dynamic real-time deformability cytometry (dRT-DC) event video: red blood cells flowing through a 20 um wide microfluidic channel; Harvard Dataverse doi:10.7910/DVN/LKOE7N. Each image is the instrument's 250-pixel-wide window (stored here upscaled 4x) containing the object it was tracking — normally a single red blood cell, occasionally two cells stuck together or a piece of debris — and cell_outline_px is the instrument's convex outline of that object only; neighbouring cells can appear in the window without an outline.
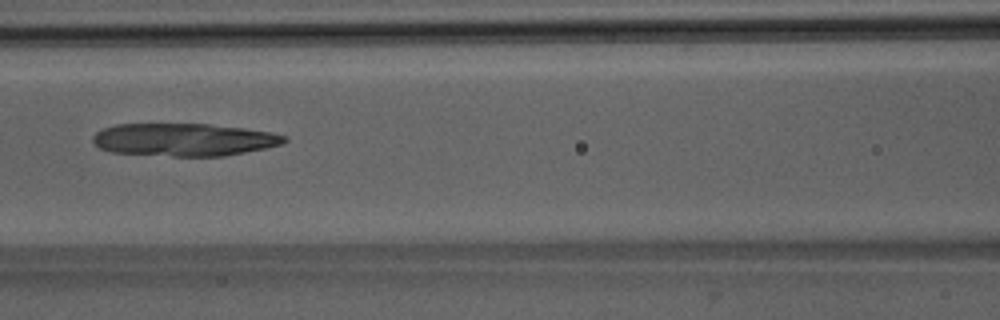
{"species": "Egyptian fruit bat (a non-hibernating species)", "species_latin": "Rousettus aegyptiacus", "temperature_condition": "room temperature", "stored_images_in_passage": 7, "camera_frame_rate_fps": 3000, "um_per_image_px": 0.085, "animal": {"sex": "male"}, "frame": {"image": 1, "passage_image": 6, "time_ms": 6.667, "image_size_px": [1000, 320], "cell_outline_px": [[288, 140], [280, 144], [268, 148], [224, 156], [172, 156], [112, 152], [100, 148], [92, 140], [92, 136], [96, 132], [104, 128], [116, 124], [208, 124], [244, 128], [272, 132], [288, 136]], "centroid_in_image_um": [15.67, 11.87], "position_along_channel_um": 150.9, "area_um2": 36.59}}